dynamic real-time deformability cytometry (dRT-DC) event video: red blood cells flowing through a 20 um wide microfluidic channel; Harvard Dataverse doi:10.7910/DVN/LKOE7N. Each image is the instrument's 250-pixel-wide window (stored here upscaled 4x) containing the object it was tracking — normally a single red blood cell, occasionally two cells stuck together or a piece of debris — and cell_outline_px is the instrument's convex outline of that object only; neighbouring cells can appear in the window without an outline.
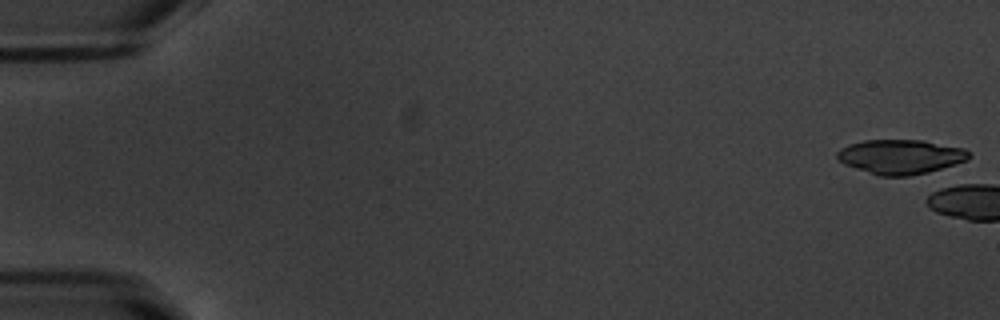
{"species": "common noctule bat (a hibernating species)", "species_latin": "Nyctalus noctula", "temperature_condition": "warm", "stored_images_in_passage": 5, "camera_frame_rate_fps": 3000, "um_per_image_px": 0.085, "animal": {"sex": "male", "body_mass_g": 20.1, "forearm_length_mm": 53.5}, "frame": {"image": 1, "passage_image": 1, "time_ms": 0.0, "image_size_px": [1000, 320], "cell_outline_px": [[972, 156], [968, 160], [956, 164], [928, 172], [908, 176], [880, 176], [844, 164], [836, 156], [836, 152], [840, 148], [848, 144], [864, 140], [924, 140], [964, 148]], "centroid_in_image_um": [76.56, 13.31], "position_along_channel_um": 8.4, "area_um2": 26.53}}